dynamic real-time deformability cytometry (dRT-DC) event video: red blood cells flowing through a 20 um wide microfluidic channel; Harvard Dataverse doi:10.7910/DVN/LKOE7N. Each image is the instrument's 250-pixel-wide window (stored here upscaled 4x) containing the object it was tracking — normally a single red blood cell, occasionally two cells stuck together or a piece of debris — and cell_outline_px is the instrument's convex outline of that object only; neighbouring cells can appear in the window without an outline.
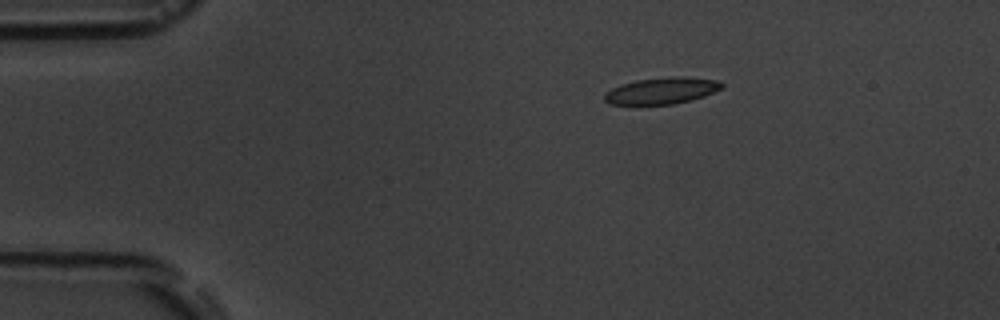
{"species": "common noctule bat (a hibernating species)", "species_latin": "Nyctalus noctula", "temperature_condition": "room temperature", "stored_images_in_passage": 4, "camera_frame_rate_fps": 3000, "um_per_image_px": 0.085, "animal": {"sex": "male", "body_mass_g": 19.5, "forearm_length_mm": 54.6}, "frame": {"image": 1, "passage_image": 2, "time_ms": 1.333, "image_size_px": [1000, 320], "cell_outline_px": [[724, 88], [704, 96], [672, 104], [612, 104], [604, 100], [604, 92], [620, 84], [636, 80], [672, 76], [684, 76], [720, 80], [724, 84]], "centroid_in_image_um": [56.28, 7.69], "position_along_channel_um": 28.7, "area_um2": 18.21}}